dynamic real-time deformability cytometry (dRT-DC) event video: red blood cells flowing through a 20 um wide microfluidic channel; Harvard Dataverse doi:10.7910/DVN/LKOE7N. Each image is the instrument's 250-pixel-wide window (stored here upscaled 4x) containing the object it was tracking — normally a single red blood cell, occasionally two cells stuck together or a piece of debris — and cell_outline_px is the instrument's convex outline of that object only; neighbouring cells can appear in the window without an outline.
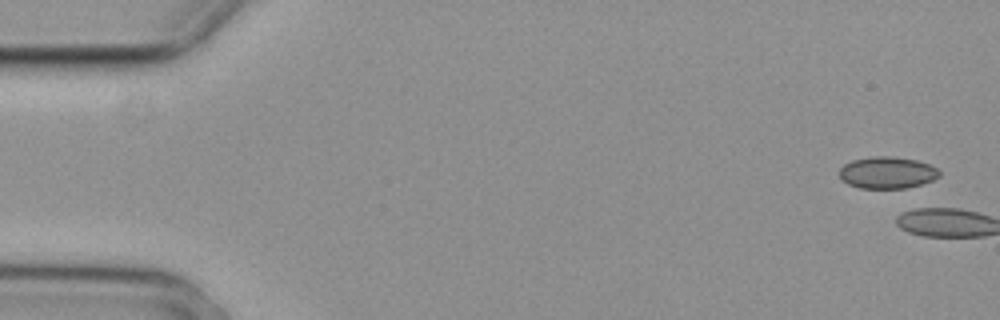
{"species": "common noctule bat (a hibernating species)", "species_latin": "Nyctalus noctula", "temperature_condition": "cold", "stored_images_in_passage": 6, "camera_frame_rate_fps": 3000, "um_per_image_px": 0.085, "animal": {"sex": "female", "body_mass_g": 29.2, "forearm_length_mm": 56.3}, "frame": {"image": 1, "passage_image": 1, "time_ms": 0.0, "image_size_px": [1000, 320], "cell_outline_px": [[940, 176], [932, 180], [908, 188], [860, 188], [848, 184], [840, 176], [840, 168], [844, 164], [852, 160], [872, 156], [892, 156], [916, 160], [928, 164], [936, 168], [940, 172]], "centroid_in_image_um": [75.41, 14.67], "position_along_channel_um": 9.6, "area_um2": 18.44}}